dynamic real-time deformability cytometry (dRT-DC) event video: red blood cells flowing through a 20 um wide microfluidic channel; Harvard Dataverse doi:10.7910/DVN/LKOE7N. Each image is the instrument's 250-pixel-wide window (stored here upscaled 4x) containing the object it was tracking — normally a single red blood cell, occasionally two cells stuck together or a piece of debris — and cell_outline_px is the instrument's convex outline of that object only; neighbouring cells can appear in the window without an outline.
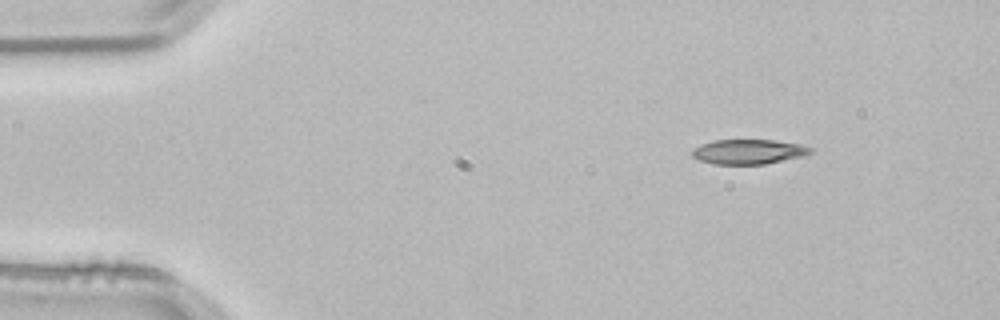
{"species": "common noctule bat (a hibernating species)", "species_latin": "Nyctalus noctula", "temperature_condition": "room temperature", "stored_images_in_passage": 3, "camera_frame_rate_fps": 3000, "um_per_image_px": 0.085, "animal": {"sex": "male", "body_mass_g": 21.5, "forearm_length_mm": 52.0}, "frame": {"image": 1, "passage_image": 1, "time_ms": 0.0, "image_size_px": [1000, 320], "cell_outline_px": [[816, 148], [812, 152], [804, 156], [764, 164], [712, 164], [696, 160], [692, 156], [692, 148], [700, 144], [712, 140], [776, 140], [800, 144]], "centroid_in_image_um": [63.61, 12.89], "position_along_channel_um": 21.4, "area_um2": 17.4}}
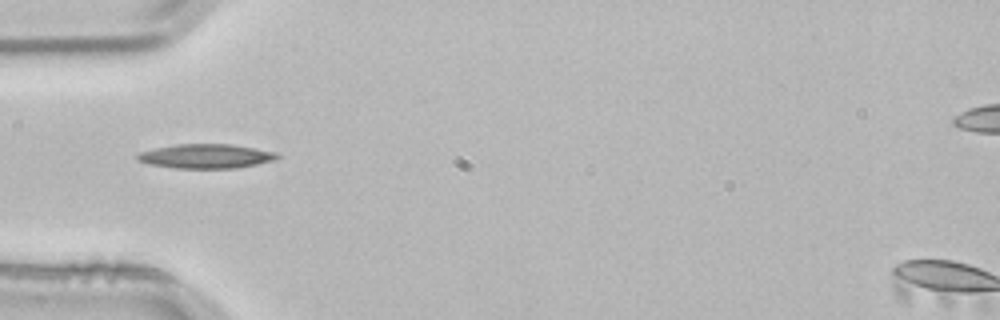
{"frame": {"image": 2, "passage_image": 3, "time_ms": 0.667, "image_size_px": [1000, 320], "cell_outline_px": [[280, 156], [276, 160], [236, 168], [176, 168], [148, 164], [136, 160], [136, 156], [140, 152], [156, 148], [176, 144], [232, 144], [256, 148], [276, 152]], "centroid_in_image_um": [17.52, 13.27], "position_along_channel_um": 67.5, "area_um2": 19.83}}